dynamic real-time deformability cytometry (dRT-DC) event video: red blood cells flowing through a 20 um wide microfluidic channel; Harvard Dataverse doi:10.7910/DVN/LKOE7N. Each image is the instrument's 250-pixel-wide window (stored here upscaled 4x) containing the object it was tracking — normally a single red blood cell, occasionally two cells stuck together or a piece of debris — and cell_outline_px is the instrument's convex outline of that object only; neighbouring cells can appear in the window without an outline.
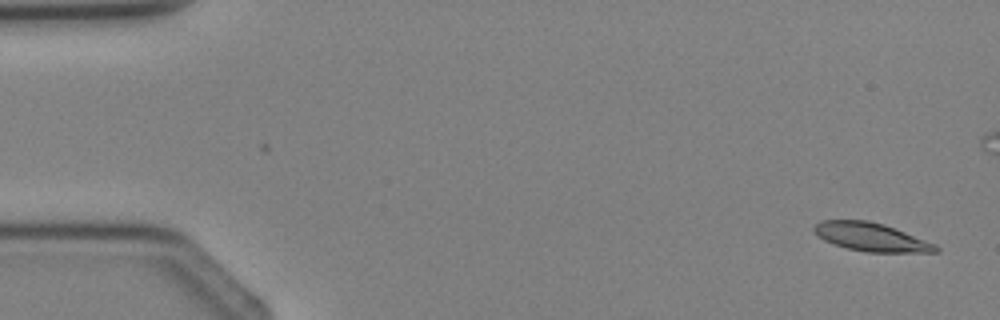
{"species": "Egyptian fruit bat (a non-hibernating species)", "species_latin": "Rousettus aegyptiacus", "temperature_condition": "cold", "stored_images_in_passage": 2, "camera_frame_rate_fps": 3000, "um_per_image_px": 0.085, "animal": {"sex": "female"}, "frame": {"image": 1, "passage_image": 2, "time_ms": 1.333, "image_size_px": [1000, 320], "cell_outline_px": [[940, 252], [868, 252], [848, 248], [824, 240], [816, 236], [812, 228], [820, 220], [868, 220], [884, 224], [936, 244], [940, 248]], "centroid_in_image_um": [74.04, 20.14], "position_along_channel_um": 11.0, "area_um2": 20.06}}